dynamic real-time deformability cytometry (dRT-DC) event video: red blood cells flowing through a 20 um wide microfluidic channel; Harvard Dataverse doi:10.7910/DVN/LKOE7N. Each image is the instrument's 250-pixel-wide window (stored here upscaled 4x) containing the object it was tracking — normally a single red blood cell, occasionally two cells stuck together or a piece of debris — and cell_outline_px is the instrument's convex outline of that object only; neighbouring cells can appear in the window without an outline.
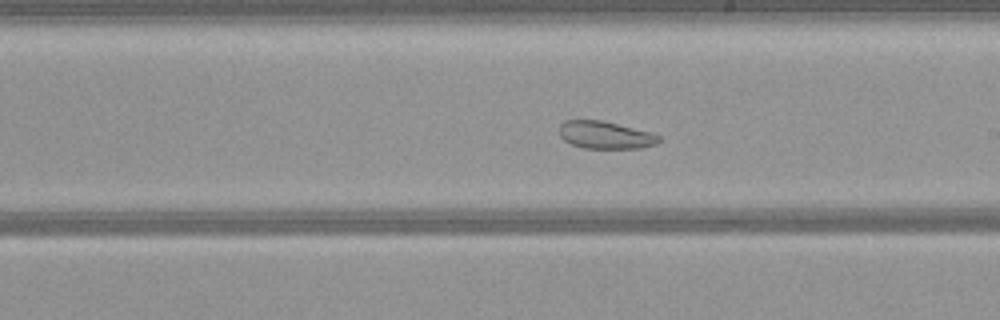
{"species": "common noctule bat (a hibernating species)", "species_latin": "Nyctalus noctula", "temperature_condition": "warm", "stored_images_in_passage": 53, "camera_frame_rate_fps": 3000, "um_per_image_px": 0.085, "animal": {"sex": "female", "body_mass_g": 21.9}, "frame": {"image": 1, "passage_image": 30, "time_ms": 9.667, "image_size_px": [1000, 320], "cell_outline_px": [[660, 140], [656, 144], [640, 148], [584, 148], [572, 144], [564, 140], [560, 136], [560, 124], [564, 120], [600, 120], [652, 132], [660, 136]], "centroid_in_image_um": [51.46, 11.47], "position_along_channel_um": 237.5, "area_um2": 15.9}}
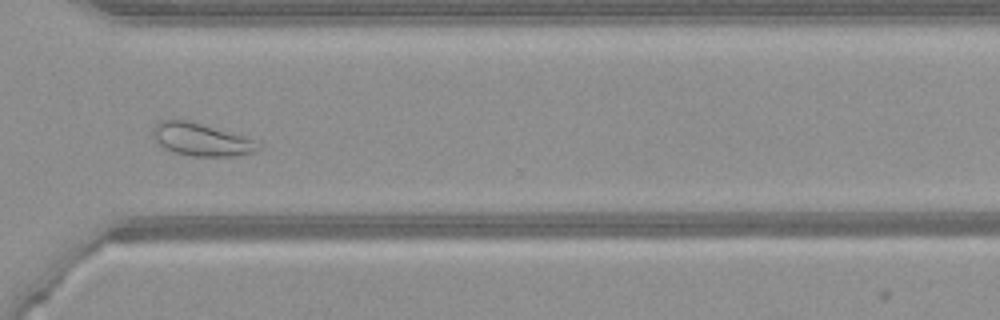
{"frame": {"image": 2, "passage_image": 39, "time_ms": 12.667, "image_size_px": [1000, 320], "cell_outline_px": [[264, 144], [256, 152], [236, 156], [192, 156], [176, 152], [160, 144], [152, 136], [152, 132], [156, 124], [160, 120], [176, 116], [260, 140]], "centroid_in_image_um": [17.18, 11.82], "position_along_channel_um": 353.4, "area_um2": 20.75}}
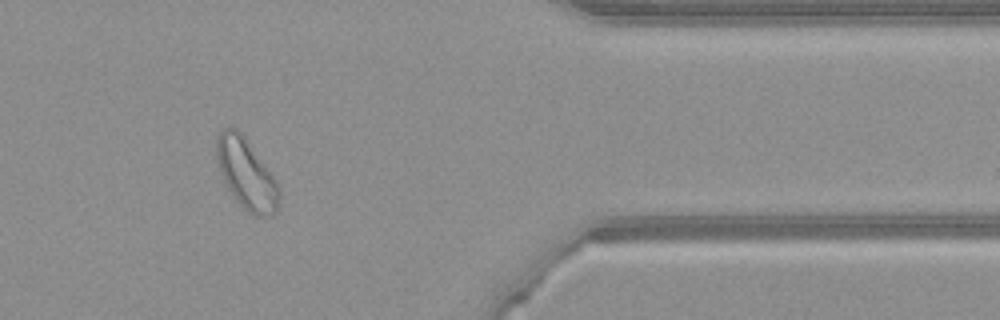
{"frame": {"image": 3, "passage_image": 44, "time_ms": 14.333, "image_size_px": [1000, 320], "cell_outline_px": [[280, 200], [276, 212], [272, 216], [252, 216], [236, 200], [228, 188], [224, 180], [216, 156], [216, 136], [224, 128], [236, 128], [244, 136], [276, 180], [280, 188]], "centroid_in_image_um": [20.96, 14.81], "position_along_channel_um": 390.4, "area_um2": 25.43}}